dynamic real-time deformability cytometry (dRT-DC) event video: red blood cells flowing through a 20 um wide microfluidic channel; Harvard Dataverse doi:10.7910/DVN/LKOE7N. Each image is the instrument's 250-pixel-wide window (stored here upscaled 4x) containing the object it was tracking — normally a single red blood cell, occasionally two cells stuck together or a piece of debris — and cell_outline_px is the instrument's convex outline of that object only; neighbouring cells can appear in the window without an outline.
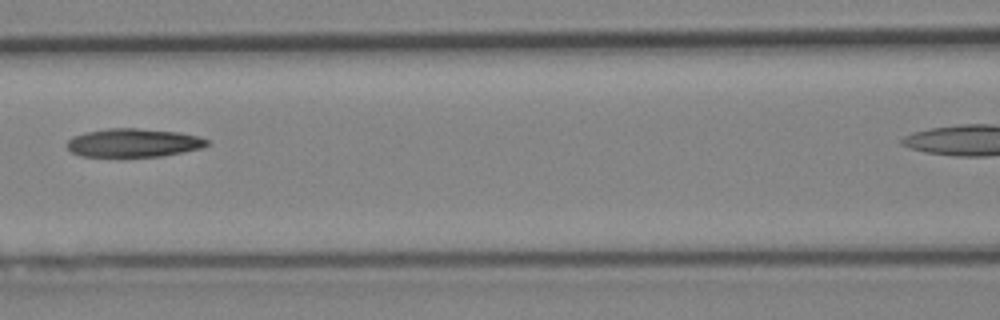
{"species": "Egyptian fruit bat (a non-hibernating species)", "species_latin": "Rousettus aegyptiacus", "temperature_condition": "cold", "stored_images_in_passage": 7, "segment_of_instrument_passage": [1, 2], "camera_frame_rate_fps": 3000, "um_per_image_px": 0.085, "animal": {"sex": "female"}, "frame": {"image": 1, "passage_image": 6, "time_ms": 6.667, "image_size_px": [1000, 320], "cell_outline_px": [[208, 144], [200, 148], [160, 156], [80, 156], [72, 152], [68, 148], [68, 140], [72, 136], [84, 132], [108, 128], [136, 128], [180, 132], [200, 136], [208, 140]], "centroid_in_image_um": [11.32, 12.12], "position_along_channel_um": 155.3, "area_um2": 23.06}}